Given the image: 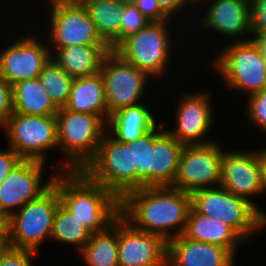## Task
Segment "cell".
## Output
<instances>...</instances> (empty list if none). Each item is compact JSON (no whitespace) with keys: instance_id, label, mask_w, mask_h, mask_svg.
Here are the masks:
<instances>
[{"instance_id":"obj_1","label":"cell","mask_w":266,"mask_h":266,"mask_svg":"<svg viewBox=\"0 0 266 266\" xmlns=\"http://www.w3.org/2000/svg\"><path fill=\"white\" fill-rule=\"evenodd\" d=\"M190 209L191 194L171 186L144 187L120 201V215L135 229L166 241L183 234Z\"/></svg>"},{"instance_id":"obj_2","label":"cell","mask_w":266,"mask_h":266,"mask_svg":"<svg viewBox=\"0 0 266 266\" xmlns=\"http://www.w3.org/2000/svg\"><path fill=\"white\" fill-rule=\"evenodd\" d=\"M53 185L61 203L92 233L105 230L120 215V201L83 171L57 172Z\"/></svg>"},{"instance_id":"obj_3","label":"cell","mask_w":266,"mask_h":266,"mask_svg":"<svg viewBox=\"0 0 266 266\" xmlns=\"http://www.w3.org/2000/svg\"><path fill=\"white\" fill-rule=\"evenodd\" d=\"M58 148L65 163L52 165L55 172L83 171L95 158L107 124L98 116L59 108L56 114ZM67 161V162H66Z\"/></svg>"},{"instance_id":"obj_4","label":"cell","mask_w":266,"mask_h":266,"mask_svg":"<svg viewBox=\"0 0 266 266\" xmlns=\"http://www.w3.org/2000/svg\"><path fill=\"white\" fill-rule=\"evenodd\" d=\"M191 207L226 223L245 242L266 226V218L252 203L220 186L193 192Z\"/></svg>"},{"instance_id":"obj_5","label":"cell","mask_w":266,"mask_h":266,"mask_svg":"<svg viewBox=\"0 0 266 266\" xmlns=\"http://www.w3.org/2000/svg\"><path fill=\"white\" fill-rule=\"evenodd\" d=\"M60 202L58 190L53 185L41 197L15 211L3 222L9 247L39 251L42 242L51 237Z\"/></svg>"},{"instance_id":"obj_6","label":"cell","mask_w":266,"mask_h":266,"mask_svg":"<svg viewBox=\"0 0 266 266\" xmlns=\"http://www.w3.org/2000/svg\"><path fill=\"white\" fill-rule=\"evenodd\" d=\"M215 57L214 68L224 85L247 92V97L266 87V58L254 39L229 41Z\"/></svg>"},{"instance_id":"obj_7","label":"cell","mask_w":266,"mask_h":266,"mask_svg":"<svg viewBox=\"0 0 266 266\" xmlns=\"http://www.w3.org/2000/svg\"><path fill=\"white\" fill-rule=\"evenodd\" d=\"M83 172L95 183L108 189L119 201L136 190V169L133 167L132 148L103 135L95 158Z\"/></svg>"},{"instance_id":"obj_8","label":"cell","mask_w":266,"mask_h":266,"mask_svg":"<svg viewBox=\"0 0 266 266\" xmlns=\"http://www.w3.org/2000/svg\"><path fill=\"white\" fill-rule=\"evenodd\" d=\"M169 22H149L143 29L124 39L114 51L151 78L161 77L168 69V59L172 54Z\"/></svg>"},{"instance_id":"obj_9","label":"cell","mask_w":266,"mask_h":266,"mask_svg":"<svg viewBox=\"0 0 266 266\" xmlns=\"http://www.w3.org/2000/svg\"><path fill=\"white\" fill-rule=\"evenodd\" d=\"M2 126L9 146L22 159L45 162L46 151L58 148L56 115L37 116L13 112Z\"/></svg>"},{"instance_id":"obj_10","label":"cell","mask_w":266,"mask_h":266,"mask_svg":"<svg viewBox=\"0 0 266 266\" xmlns=\"http://www.w3.org/2000/svg\"><path fill=\"white\" fill-rule=\"evenodd\" d=\"M223 151L224 148L215 140L207 144L184 145L171 187L187 194L219 187Z\"/></svg>"},{"instance_id":"obj_11","label":"cell","mask_w":266,"mask_h":266,"mask_svg":"<svg viewBox=\"0 0 266 266\" xmlns=\"http://www.w3.org/2000/svg\"><path fill=\"white\" fill-rule=\"evenodd\" d=\"M102 75L107 100L108 119L114 112L141 103L149 75L124 60L114 50L104 57Z\"/></svg>"},{"instance_id":"obj_12","label":"cell","mask_w":266,"mask_h":266,"mask_svg":"<svg viewBox=\"0 0 266 266\" xmlns=\"http://www.w3.org/2000/svg\"><path fill=\"white\" fill-rule=\"evenodd\" d=\"M44 166L42 161L22 159L0 184V219L3 222L15 213L16 208L18 211L53 186L55 173L42 183Z\"/></svg>"},{"instance_id":"obj_13","label":"cell","mask_w":266,"mask_h":266,"mask_svg":"<svg viewBox=\"0 0 266 266\" xmlns=\"http://www.w3.org/2000/svg\"><path fill=\"white\" fill-rule=\"evenodd\" d=\"M49 48L76 45H107L96 31L87 9L81 2L50 3Z\"/></svg>"},{"instance_id":"obj_14","label":"cell","mask_w":266,"mask_h":266,"mask_svg":"<svg viewBox=\"0 0 266 266\" xmlns=\"http://www.w3.org/2000/svg\"><path fill=\"white\" fill-rule=\"evenodd\" d=\"M220 187L252 203L266 218L252 196L263 194L259 149L253 151H223Z\"/></svg>"},{"instance_id":"obj_15","label":"cell","mask_w":266,"mask_h":266,"mask_svg":"<svg viewBox=\"0 0 266 266\" xmlns=\"http://www.w3.org/2000/svg\"><path fill=\"white\" fill-rule=\"evenodd\" d=\"M175 112V128L166 130L183 145L207 144V135L213 127L214 110L209 94L205 92L183 94ZM205 137V138H204Z\"/></svg>"},{"instance_id":"obj_16","label":"cell","mask_w":266,"mask_h":266,"mask_svg":"<svg viewBox=\"0 0 266 266\" xmlns=\"http://www.w3.org/2000/svg\"><path fill=\"white\" fill-rule=\"evenodd\" d=\"M40 41L33 35L24 36L0 52V76L9 85L39 78L51 58L49 46Z\"/></svg>"},{"instance_id":"obj_17","label":"cell","mask_w":266,"mask_h":266,"mask_svg":"<svg viewBox=\"0 0 266 266\" xmlns=\"http://www.w3.org/2000/svg\"><path fill=\"white\" fill-rule=\"evenodd\" d=\"M118 262L119 266H167V241L135 229L119 215Z\"/></svg>"},{"instance_id":"obj_18","label":"cell","mask_w":266,"mask_h":266,"mask_svg":"<svg viewBox=\"0 0 266 266\" xmlns=\"http://www.w3.org/2000/svg\"><path fill=\"white\" fill-rule=\"evenodd\" d=\"M208 1H211V4L208 5L206 14L201 16V27L208 31L211 29L227 39L234 38V41L252 39L243 37L251 33L249 0H207L205 3Z\"/></svg>"},{"instance_id":"obj_19","label":"cell","mask_w":266,"mask_h":266,"mask_svg":"<svg viewBox=\"0 0 266 266\" xmlns=\"http://www.w3.org/2000/svg\"><path fill=\"white\" fill-rule=\"evenodd\" d=\"M236 256L227 248L180 235L167 241V266H234Z\"/></svg>"},{"instance_id":"obj_20","label":"cell","mask_w":266,"mask_h":266,"mask_svg":"<svg viewBox=\"0 0 266 266\" xmlns=\"http://www.w3.org/2000/svg\"><path fill=\"white\" fill-rule=\"evenodd\" d=\"M165 124L166 122H160L159 126L153 129L149 187L172 186L178 172L184 145L164 128Z\"/></svg>"},{"instance_id":"obj_21","label":"cell","mask_w":266,"mask_h":266,"mask_svg":"<svg viewBox=\"0 0 266 266\" xmlns=\"http://www.w3.org/2000/svg\"><path fill=\"white\" fill-rule=\"evenodd\" d=\"M182 235L194 241L225 247L235 256L238 247L244 242L229 225L217 218L197 213L192 207Z\"/></svg>"},{"instance_id":"obj_22","label":"cell","mask_w":266,"mask_h":266,"mask_svg":"<svg viewBox=\"0 0 266 266\" xmlns=\"http://www.w3.org/2000/svg\"><path fill=\"white\" fill-rule=\"evenodd\" d=\"M64 108L83 114L98 115L107 124V100L101 73L74 78Z\"/></svg>"},{"instance_id":"obj_23","label":"cell","mask_w":266,"mask_h":266,"mask_svg":"<svg viewBox=\"0 0 266 266\" xmlns=\"http://www.w3.org/2000/svg\"><path fill=\"white\" fill-rule=\"evenodd\" d=\"M50 50L58 65L71 77L78 78L99 73L102 61L111 49L108 45H76Z\"/></svg>"},{"instance_id":"obj_24","label":"cell","mask_w":266,"mask_h":266,"mask_svg":"<svg viewBox=\"0 0 266 266\" xmlns=\"http://www.w3.org/2000/svg\"><path fill=\"white\" fill-rule=\"evenodd\" d=\"M153 115L143 103L125 107L109 116L106 131L122 143L136 140L158 126Z\"/></svg>"},{"instance_id":"obj_25","label":"cell","mask_w":266,"mask_h":266,"mask_svg":"<svg viewBox=\"0 0 266 266\" xmlns=\"http://www.w3.org/2000/svg\"><path fill=\"white\" fill-rule=\"evenodd\" d=\"M81 3L87 9L101 39L114 50L120 44L124 4L120 0H83Z\"/></svg>"},{"instance_id":"obj_26","label":"cell","mask_w":266,"mask_h":266,"mask_svg":"<svg viewBox=\"0 0 266 266\" xmlns=\"http://www.w3.org/2000/svg\"><path fill=\"white\" fill-rule=\"evenodd\" d=\"M12 96L15 113L47 116L58 112L39 78L15 83L12 86Z\"/></svg>"},{"instance_id":"obj_27","label":"cell","mask_w":266,"mask_h":266,"mask_svg":"<svg viewBox=\"0 0 266 266\" xmlns=\"http://www.w3.org/2000/svg\"><path fill=\"white\" fill-rule=\"evenodd\" d=\"M79 253L87 266H119L118 217L105 230L92 233Z\"/></svg>"},{"instance_id":"obj_28","label":"cell","mask_w":266,"mask_h":266,"mask_svg":"<svg viewBox=\"0 0 266 266\" xmlns=\"http://www.w3.org/2000/svg\"><path fill=\"white\" fill-rule=\"evenodd\" d=\"M91 235L92 232L83 222L60 202L50 239L72 246L76 245L79 252L89 241Z\"/></svg>"},{"instance_id":"obj_29","label":"cell","mask_w":266,"mask_h":266,"mask_svg":"<svg viewBox=\"0 0 266 266\" xmlns=\"http://www.w3.org/2000/svg\"><path fill=\"white\" fill-rule=\"evenodd\" d=\"M39 79L55 106L63 108L69 99L74 78L51 57L39 74Z\"/></svg>"},{"instance_id":"obj_30","label":"cell","mask_w":266,"mask_h":266,"mask_svg":"<svg viewBox=\"0 0 266 266\" xmlns=\"http://www.w3.org/2000/svg\"><path fill=\"white\" fill-rule=\"evenodd\" d=\"M126 144L132 148L133 167L136 169V190L149 187L153 129L141 138L127 142Z\"/></svg>"},{"instance_id":"obj_31","label":"cell","mask_w":266,"mask_h":266,"mask_svg":"<svg viewBox=\"0 0 266 266\" xmlns=\"http://www.w3.org/2000/svg\"><path fill=\"white\" fill-rule=\"evenodd\" d=\"M246 115L255 128L257 127L262 133H266V87L260 92L247 97V103L245 104Z\"/></svg>"},{"instance_id":"obj_32","label":"cell","mask_w":266,"mask_h":266,"mask_svg":"<svg viewBox=\"0 0 266 266\" xmlns=\"http://www.w3.org/2000/svg\"><path fill=\"white\" fill-rule=\"evenodd\" d=\"M151 22L135 5H124L121 15L120 43L128 36L137 33Z\"/></svg>"},{"instance_id":"obj_33","label":"cell","mask_w":266,"mask_h":266,"mask_svg":"<svg viewBox=\"0 0 266 266\" xmlns=\"http://www.w3.org/2000/svg\"><path fill=\"white\" fill-rule=\"evenodd\" d=\"M250 3V27L252 38L266 33V0H249Z\"/></svg>"},{"instance_id":"obj_34","label":"cell","mask_w":266,"mask_h":266,"mask_svg":"<svg viewBox=\"0 0 266 266\" xmlns=\"http://www.w3.org/2000/svg\"><path fill=\"white\" fill-rule=\"evenodd\" d=\"M36 251L7 247L0 255V266H33Z\"/></svg>"},{"instance_id":"obj_35","label":"cell","mask_w":266,"mask_h":266,"mask_svg":"<svg viewBox=\"0 0 266 266\" xmlns=\"http://www.w3.org/2000/svg\"><path fill=\"white\" fill-rule=\"evenodd\" d=\"M135 6L151 22L172 21V19L161 9L157 0H138Z\"/></svg>"},{"instance_id":"obj_36","label":"cell","mask_w":266,"mask_h":266,"mask_svg":"<svg viewBox=\"0 0 266 266\" xmlns=\"http://www.w3.org/2000/svg\"><path fill=\"white\" fill-rule=\"evenodd\" d=\"M13 113L12 86L0 76V126Z\"/></svg>"},{"instance_id":"obj_37","label":"cell","mask_w":266,"mask_h":266,"mask_svg":"<svg viewBox=\"0 0 266 266\" xmlns=\"http://www.w3.org/2000/svg\"><path fill=\"white\" fill-rule=\"evenodd\" d=\"M5 151L0 150V184L22 158L10 147Z\"/></svg>"},{"instance_id":"obj_38","label":"cell","mask_w":266,"mask_h":266,"mask_svg":"<svg viewBox=\"0 0 266 266\" xmlns=\"http://www.w3.org/2000/svg\"><path fill=\"white\" fill-rule=\"evenodd\" d=\"M161 9L170 17H174L181 9L193 4L190 0H157ZM186 5V6H185Z\"/></svg>"},{"instance_id":"obj_39","label":"cell","mask_w":266,"mask_h":266,"mask_svg":"<svg viewBox=\"0 0 266 266\" xmlns=\"http://www.w3.org/2000/svg\"><path fill=\"white\" fill-rule=\"evenodd\" d=\"M263 193L266 194V147L259 149Z\"/></svg>"},{"instance_id":"obj_40","label":"cell","mask_w":266,"mask_h":266,"mask_svg":"<svg viewBox=\"0 0 266 266\" xmlns=\"http://www.w3.org/2000/svg\"><path fill=\"white\" fill-rule=\"evenodd\" d=\"M259 46L262 55L266 58V33L259 34L257 37L252 38Z\"/></svg>"},{"instance_id":"obj_41","label":"cell","mask_w":266,"mask_h":266,"mask_svg":"<svg viewBox=\"0 0 266 266\" xmlns=\"http://www.w3.org/2000/svg\"><path fill=\"white\" fill-rule=\"evenodd\" d=\"M8 246L9 245H8L7 233L5 227L3 226L0 229V255L6 250Z\"/></svg>"},{"instance_id":"obj_42","label":"cell","mask_w":266,"mask_h":266,"mask_svg":"<svg viewBox=\"0 0 266 266\" xmlns=\"http://www.w3.org/2000/svg\"><path fill=\"white\" fill-rule=\"evenodd\" d=\"M50 3H70V2H82L83 0H48Z\"/></svg>"},{"instance_id":"obj_43","label":"cell","mask_w":266,"mask_h":266,"mask_svg":"<svg viewBox=\"0 0 266 266\" xmlns=\"http://www.w3.org/2000/svg\"><path fill=\"white\" fill-rule=\"evenodd\" d=\"M124 5H135L138 0H120Z\"/></svg>"},{"instance_id":"obj_44","label":"cell","mask_w":266,"mask_h":266,"mask_svg":"<svg viewBox=\"0 0 266 266\" xmlns=\"http://www.w3.org/2000/svg\"><path fill=\"white\" fill-rule=\"evenodd\" d=\"M193 4H194V6L196 5V4H198V5H200L199 3L201 2L202 3V1L204 2V1H206V0H190Z\"/></svg>"},{"instance_id":"obj_45","label":"cell","mask_w":266,"mask_h":266,"mask_svg":"<svg viewBox=\"0 0 266 266\" xmlns=\"http://www.w3.org/2000/svg\"><path fill=\"white\" fill-rule=\"evenodd\" d=\"M3 227V221L0 219V229Z\"/></svg>"}]
</instances>
